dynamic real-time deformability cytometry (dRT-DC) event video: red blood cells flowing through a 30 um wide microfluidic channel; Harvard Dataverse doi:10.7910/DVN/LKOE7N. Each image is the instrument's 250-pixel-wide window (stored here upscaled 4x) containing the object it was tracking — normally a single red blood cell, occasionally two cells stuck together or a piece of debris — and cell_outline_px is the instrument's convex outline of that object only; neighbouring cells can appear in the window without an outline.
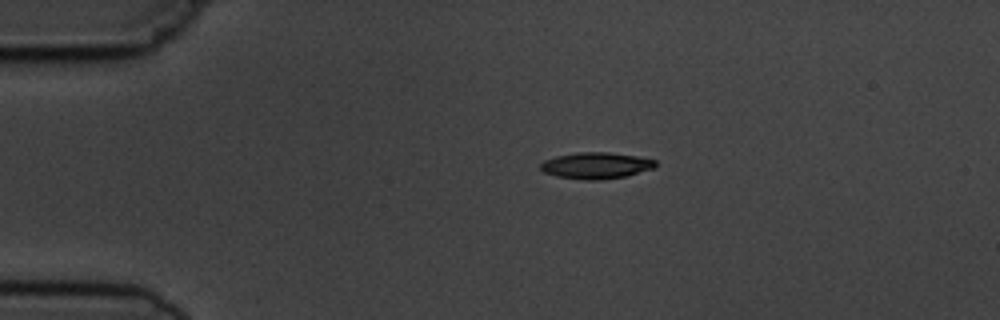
{"species": "common noctule bat (a hibernating species)", "species_latin": "Nyctalus noctula", "temperature_condition": "cold", "stored_images_in_passage": 4, "camera_frame_rate_fps": 3000, "um_per_image_px": 0.085, "animal": {"sex": "male", "body_mass_g": 19.5, "forearm_length_mm": 54.6}, "frame": {"image": 1, "passage_image": 1, "time_ms": 0.0, "image_size_px": [1000, 320], "cell_outline_px": [[656, 168], [624, 176], [600, 180], [584, 180], [556, 176], [544, 172], [540, 168], [540, 164], [544, 160], [556, 156], [576, 152], [608, 152], [636, 156], [656, 160]], "centroid_in_image_um": [50.65, 14.07], "position_along_channel_um": 34.3, "area_um2": 17.69}}
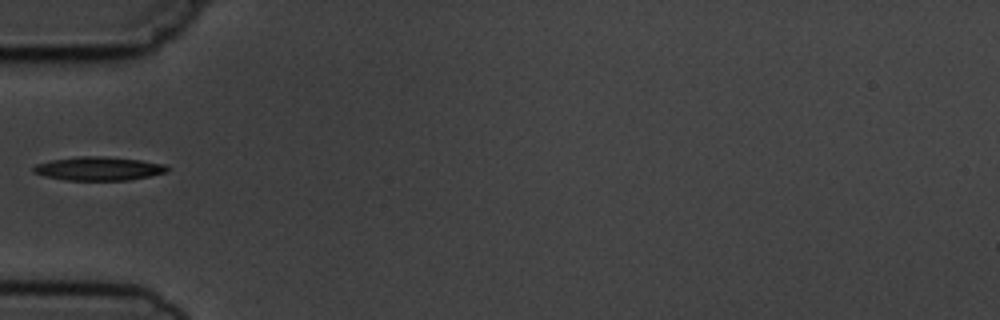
{"frame": {"image": 2, "passage_image": 3, "time_ms": 2.333, "image_size_px": [1000, 320], "cell_outline_px": [[172, 168], [168, 172], [128, 180], [64, 180], [44, 176], [32, 172], [32, 168], [36, 164], [52, 160], [76, 156], [104, 156], [140, 160], [168, 164]], "centroid_in_image_um": [8.42, 14.32], "position_along_channel_um": 76.6, "area_um2": 18.67}}
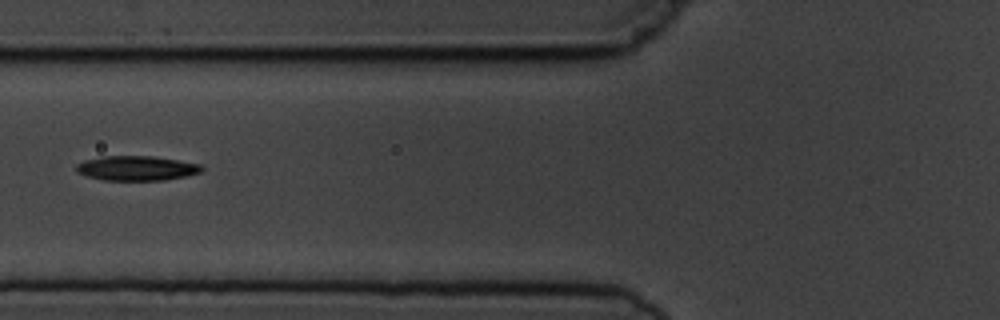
{"frame": {"image": 3, "passage_image": 4, "time_ms": 3.333, "image_size_px": [1000, 320], "cell_outline_px": [[204, 168], [200, 172], [188, 176], [164, 180], [104, 180], [88, 176], [76, 172], [76, 164], [84, 160], [104, 156], [152, 156], [200, 164]], "centroid_in_image_um": [11.6, 14.3], "position_along_channel_um": 114.2, "area_um2": 17.98}}